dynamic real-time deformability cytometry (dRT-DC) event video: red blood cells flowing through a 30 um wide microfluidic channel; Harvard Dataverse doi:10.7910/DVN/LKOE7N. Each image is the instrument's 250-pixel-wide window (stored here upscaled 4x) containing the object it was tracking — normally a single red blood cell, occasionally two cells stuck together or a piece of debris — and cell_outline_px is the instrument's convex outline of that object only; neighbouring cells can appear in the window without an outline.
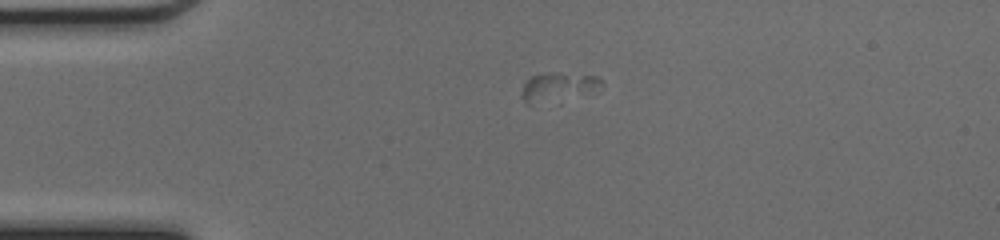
{"species": "common noctule bat (a hibernating species)", "species_latin": "Nyctalus noctula", "temperature_condition": "cold", "stored_images_in_passage": 38, "camera_frame_rate_fps": 3000, "um_per_image_px": 0.085, "animal": {"sex": "female", "body_mass_g": 17.0, "forearm_length_mm": 48.0}, "frame": {"image": 1, "passage_image": 1, "time_ms": 0.0, "image_size_px": [1000, 240], "cell_outline_px": [[604, 84], [580, 92], [528, 104], [524, 104], [520, 96], [524, 84], [532, 76], [548, 72], [552, 72], [596, 76], [604, 80]], "centroid_in_image_um": [47.31, 7.31], "position_along_channel_um": 37.7, "area_um2": 12.08}}
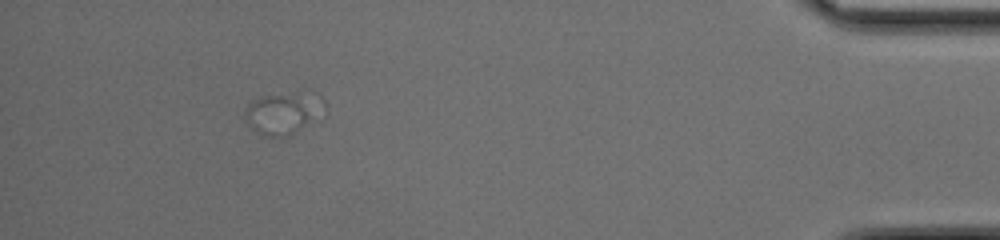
{"frame": {"image": 2, "passage_image": 34, "time_ms": 11.0, "image_size_px": [1000, 240], "cell_outline_px": [[328, 116], [284, 136], [268, 136], [256, 132], [248, 124], [244, 116], [244, 108], [252, 100], [260, 96], [296, 92], [316, 92], [324, 100], [328, 108]], "centroid_in_image_um": [24.2, 9.57], "position_along_channel_um": 411.0, "area_um2": 20.29}}